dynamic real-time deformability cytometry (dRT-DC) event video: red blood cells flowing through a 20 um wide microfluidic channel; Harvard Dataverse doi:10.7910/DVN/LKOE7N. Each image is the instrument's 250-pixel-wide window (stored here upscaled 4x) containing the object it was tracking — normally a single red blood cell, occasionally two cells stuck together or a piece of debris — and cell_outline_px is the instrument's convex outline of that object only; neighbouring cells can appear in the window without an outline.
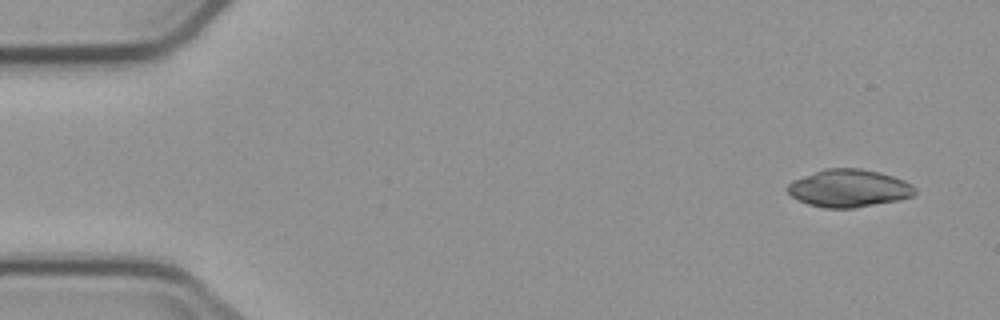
{"species": "common noctule bat (a hibernating species)", "species_latin": "Nyctalus noctula", "temperature_condition": "cold", "stored_images_in_passage": 6, "camera_frame_rate_fps": 3000, "um_per_image_px": 0.085, "animal": {"sex": "male", "body_mass_g": 23.1, "forearm_length_mm": 52.7}, "frame": {"image": 1, "passage_image": 1, "time_ms": 0.0, "image_size_px": [1000, 320], "cell_outline_px": [[916, 192], [912, 196], [900, 200], [852, 208], [824, 208], [808, 204], [792, 196], [784, 188], [792, 180], [824, 168], [860, 168], [880, 172], [904, 180], [912, 184], [916, 188]], "centroid_in_image_um": [72.15, 15.99], "position_along_channel_um": 12.9, "area_um2": 28.09}}
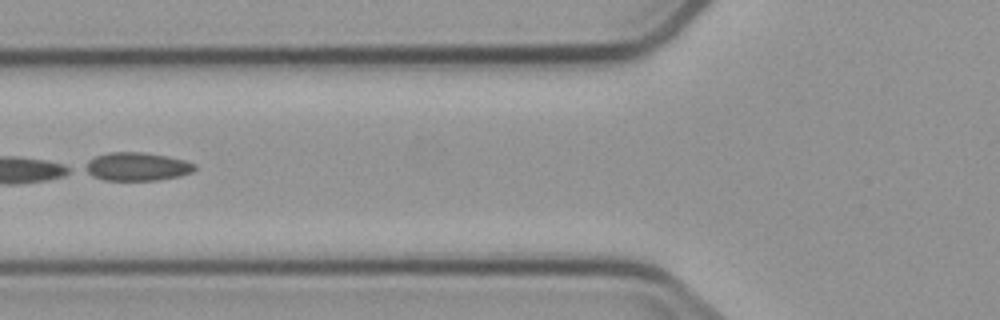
{"frame": {"image": 2, "passage_image": 6, "time_ms": 6.0, "image_size_px": [1000, 320], "cell_outline_px": [[196, 168], [192, 172], [180, 176], [156, 180], [104, 180], [92, 176], [84, 172], [80, 168], [88, 160], [96, 156], [108, 152], [144, 152], [168, 156], [184, 160], [196, 164]], "centroid_in_image_um": [11.58, 14.16], "position_along_channel_um": 114.2, "area_um2": 18.38}}